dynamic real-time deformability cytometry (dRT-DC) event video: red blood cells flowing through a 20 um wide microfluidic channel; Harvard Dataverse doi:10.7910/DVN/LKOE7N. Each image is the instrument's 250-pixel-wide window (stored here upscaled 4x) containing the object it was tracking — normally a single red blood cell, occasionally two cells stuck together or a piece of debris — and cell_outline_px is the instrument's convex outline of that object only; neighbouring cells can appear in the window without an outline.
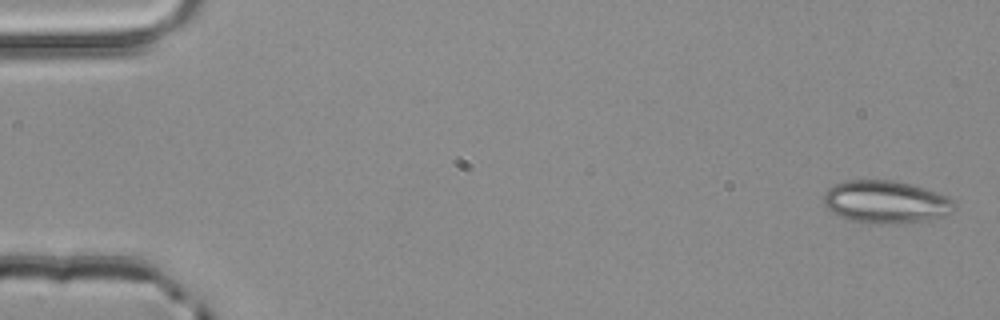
{"species": "common noctule bat (a hibernating species)", "species_latin": "Nyctalus noctula", "temperature_condition": "room temperature", "stored_images_in_passage": 4, "camera_frame_rate_fps": 3000, "um_per_image_px": 0.085, "animal": {"sex": "male", "body_mass_g": 20.4}, "frame": {"image": 1, "passage_image": 1, "time_ms": 0.0, "image_size_px": [1000, 320], "cell_outline_px": [[956, 208], [944, 216], [928, 220], [900, 224], [872, 224], [848, 220], [840, 216], [828, 208], [824, 204], [824, 192], [828, 188], [844, 180], [896, 180], [924, 188], [948, 196], [956, 204]], "centroid_in_image_um": [75.31, 17.17], "position_along_channel_um": 9.7, "area_um2": 32.77}}